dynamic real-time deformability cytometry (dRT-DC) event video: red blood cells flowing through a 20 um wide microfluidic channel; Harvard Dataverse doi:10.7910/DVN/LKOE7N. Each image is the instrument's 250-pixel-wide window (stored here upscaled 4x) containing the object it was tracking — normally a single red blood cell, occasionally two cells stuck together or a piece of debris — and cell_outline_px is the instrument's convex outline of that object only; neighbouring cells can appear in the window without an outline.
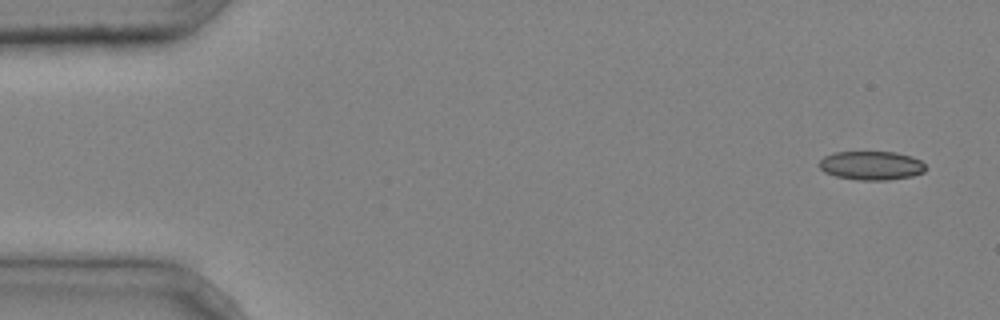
{"species": "common noctule bat (a hibernating species)", "species_latin": "Nyctalus noctula", "temperature_condition": "cold", "stored_images_in_passage": 4, "camera_frame_rate_fps": 3000, "um_per_image_px": 0.085, "animal": {"sex": "male", "body_mass_g": 20.4}, "frame": {"image": 1, "passage_image": 1, "time_ms": 0.0, "image_size_px": [1000, 320], "cell_outline_px": [[924, 172], [912, 176], [888, 180], [860, 180], [836, 176], [824, 172], [816, 164], [824, 156], [836, 152], [896, 152], [912, 156], [920, 160], [924, 164]], "centroid_in_image_um": [74.04, 14.06], "position_along_channel_um": 11.0, "area_um2": 17.92}}